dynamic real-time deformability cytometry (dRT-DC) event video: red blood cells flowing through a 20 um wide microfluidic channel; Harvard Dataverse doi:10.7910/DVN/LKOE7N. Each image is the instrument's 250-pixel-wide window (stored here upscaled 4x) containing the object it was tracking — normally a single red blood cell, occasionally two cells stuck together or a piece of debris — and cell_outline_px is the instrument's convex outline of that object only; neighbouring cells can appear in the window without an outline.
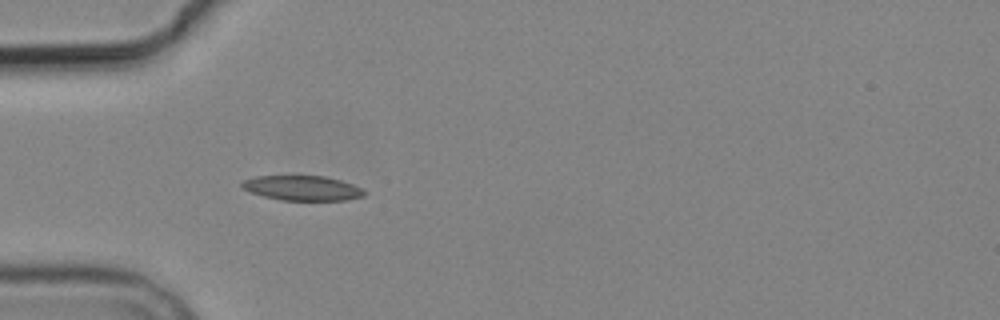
{"species": "common noctule bat (a hibernating species)", "species_latin": "Nyctalus noctula", "temperature_condition": "cold", "stored_images_in_passage": 1, "camera_frame_rate_fps": 3000, "um_per_image_px": 0.085, "animal": {"sex": "male", "body_mass_g": 19.2, "forearm_length_mm": 51.8}, "frame": {"image": 1, "passage_image": 1, "time_ms": 0.0, "image_size_px": [1000, 320], "cell_outline_px": [[368, 192], [364, 196], [344, 200], [280, 200], [264, 196], [252, 192], [244, 188], [240, 184], [244, 180], [256, 176], [324, 176], [340, 180], [352, 184]], "centroid_in_image_um": [25.72, 15.98], "position_along_channel_um": 59.3, "area_um2": 17.51}}